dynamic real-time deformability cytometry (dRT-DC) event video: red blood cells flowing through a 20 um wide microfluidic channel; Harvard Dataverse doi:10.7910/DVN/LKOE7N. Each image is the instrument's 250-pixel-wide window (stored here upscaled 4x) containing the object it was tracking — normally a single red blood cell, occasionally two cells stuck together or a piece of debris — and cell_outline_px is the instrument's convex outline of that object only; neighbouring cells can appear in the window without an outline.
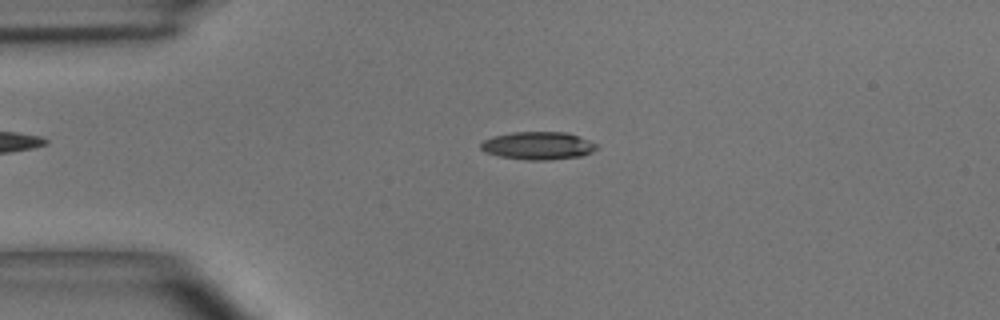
{"species": "common noctule bat (a hibernating species)", "species_latin": "Nyctalus noctula", "temperature_condition": "room temperature", "stored_images_in_passage": 48, "camera_frame_rate_fps": 3000, "um_per_image_px": 0.085, "animal": {"sex": "male", "body_mass_g": 15.6}, "frame": {"image": 1, "passage_image": 10, "time_ms": 3.0, "image_size_px": [1000, 320], "cell_outline_px": [[600, 148], [592, 152], [580, 156], [548, 160], [528, 160], [500, 156], [484, 152], [480, 148], [480, 144], [484, 140], [492, 136], [512, 132], [564, 132], [600, 144]], "centroid_in_image_um": [45.74, 12.38], "position_along_channel_um": 39.3, "area_um2": 18.84}}
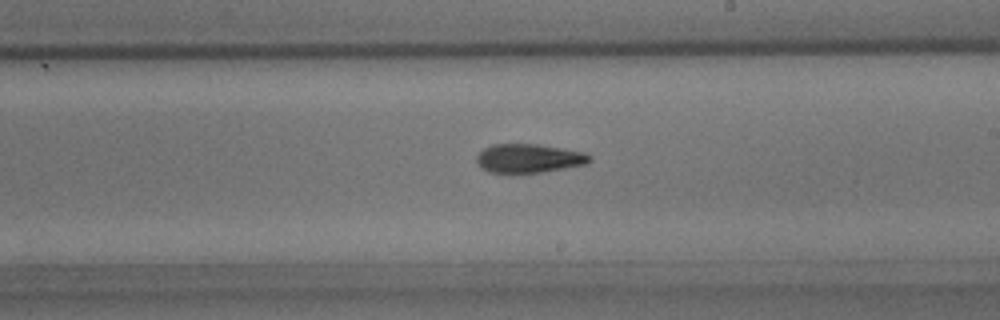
{"frame": {"image": 2, "passage_image": 27, "time_ms": 8.667, "image_size_px": [1000, 320], "cell_outline_px": [[592, 160], [588, 164], [540, 172], [488, 172], [480, 168], [476, 164], [476, 156], [484, 148], [492, 144], [536, 144], [584, 152], [592, 156]], "centroid_in_image_um": [44.94, 13.45], "position_along_channel_um": 244.1, "area_um2": 18.96}}
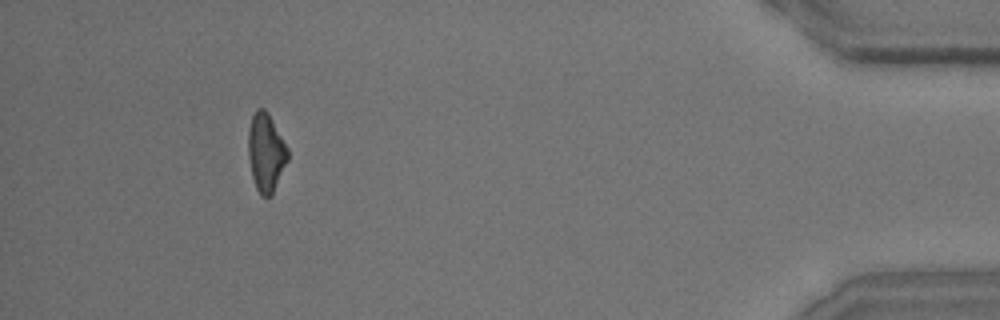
{"frame": {"image": 3, "passage_image": 44, "time_ms": 14.333, "image_size_px": [1000, 320], "cell_outline_px": [[288, 160], [272, 196], [260, 196], [256, 188], [252, 176], [248, 156], [248, 132], [252, 116], [256, 108], [264, 108], [268, 112], [288, 148]], "centroid_in_image_um": [22.6, 12.97], "position_along_channel_um": 412.6, "area_um2": 18.15}, "authors_computed_cell_mechanics": {"area_um2": 18.6983, "velocity_mm_per_s": 4.0722, "shape_relaxation_time_tau1_ms": 4.8199, "shape_relaxation_time_tau2_ms": 5.6262, "deformation_change_tau1": 0.1533, "deformation_change_tau2": 0.1797}}